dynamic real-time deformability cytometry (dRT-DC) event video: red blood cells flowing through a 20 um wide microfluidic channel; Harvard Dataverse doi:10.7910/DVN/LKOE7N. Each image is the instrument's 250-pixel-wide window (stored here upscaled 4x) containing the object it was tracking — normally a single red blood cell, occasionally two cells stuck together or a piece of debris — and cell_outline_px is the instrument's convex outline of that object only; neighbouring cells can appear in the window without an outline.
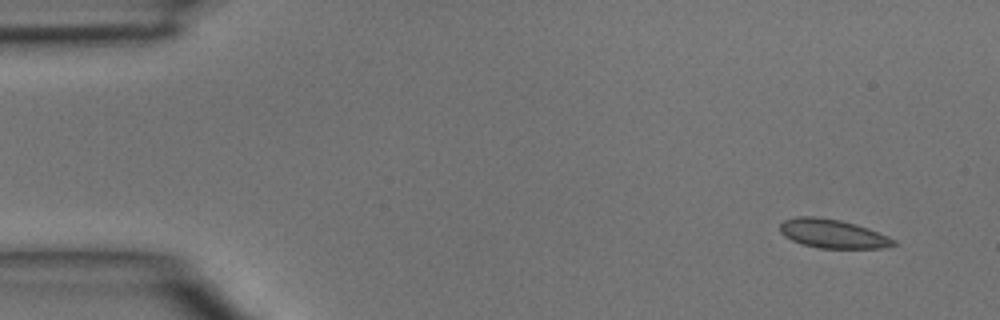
{"species": "common noctule bat (a hibernating species)", "species_latin": "Nyctalus noctula", "temperature_condition": "room temperature", "stored_images_in_passage": 4, "camera_frame_rate_fps": 3000, "um_per_image_px": 0.085, "animal": {"sex": "male", "body_mass_g": 15.6}, "frame": {"image": 1, "passage_image": 1, "time_ms": 0.0, "image_size_px": [1000, 320], "cell_outline_px": [[896, 244], [880, 248], [820, 248], [804, 244], [792, 240], [784, 236], [780, 232], [780, 224], [784, 220], [796, 216], [816, 216], [840, 220], [856, 224], [868, 228], [888, 236], [896, 240]], "centroid_in_image_um": [70.76, 19.85], "position_along_channel_um": 14.2, "area_um2": 19.02}}